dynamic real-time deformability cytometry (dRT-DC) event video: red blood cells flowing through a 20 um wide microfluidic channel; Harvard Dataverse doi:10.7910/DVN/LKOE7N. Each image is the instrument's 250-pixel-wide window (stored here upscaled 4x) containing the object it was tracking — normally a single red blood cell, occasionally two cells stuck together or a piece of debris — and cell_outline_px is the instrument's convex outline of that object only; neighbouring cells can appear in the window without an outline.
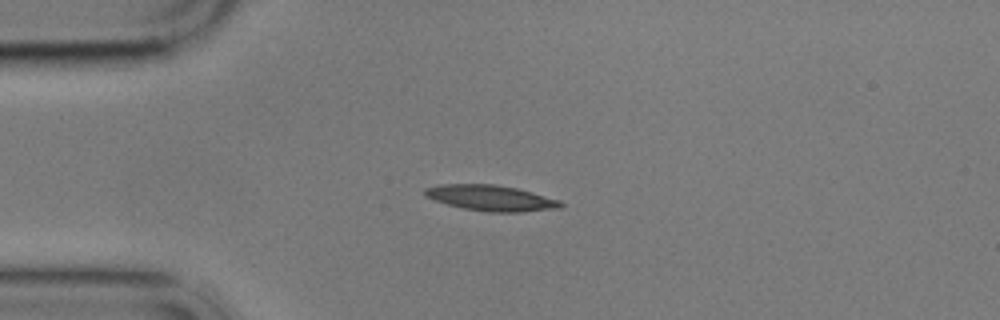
{"species": "common noctule bat (a hibernating species)", "species_latin": "Nyctalus noctula", "temperature_condition": "cold", "stored_images_in_passage": 6, "camera_frame_rate_fps": 3000, "um_per_image_px": 0.085, "animal": {"sex": "male", "body_mass_g": 17.9}, "frame": {"image": 1, "passage_image": 1, "time_ms": 0.0, "image_size_px": [1000, 320], "cell_outline_px": [[564, 204], [560, 208], [520, 212], [488, 212], [464, 208], [448, 204], [424, 196], [424, 188], [440, 184], [496, 184], [516, 188], [532, 192], [560, 200]], "centroid_in_image_um": [41.74, 16.82], "position_along_channel_um": 43.3, "area_um2": 20.29}}
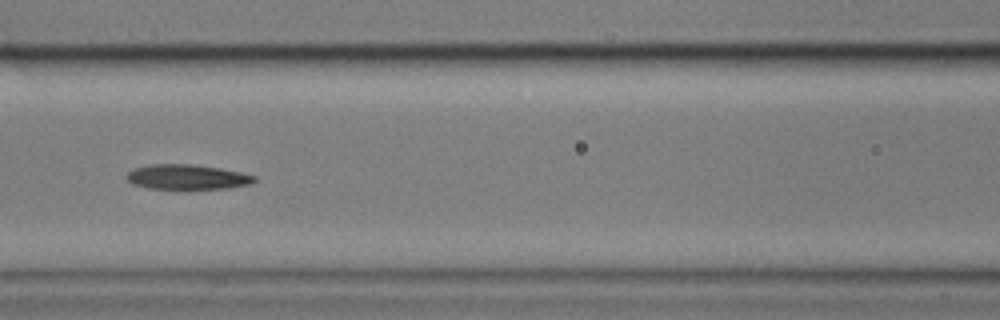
{"frame": {"image": 2, "passage_image": 4, "time_ms": 3.667, "image_size_px": [1000, 320], "cell_outline_px": [[256, 180], [252, 184], [228, 188], [184, 192], [176, 192], [148, 188], [132, 184], [124, 176], [128, 172], [136, 168], [152, 164], [192, 164], [220, 168], [240, 172], [256, 176]], "centroid_in_image_um": [15.91, 15.1], "position_along_channel_um": 150.7, "area_um2": 19.65}}
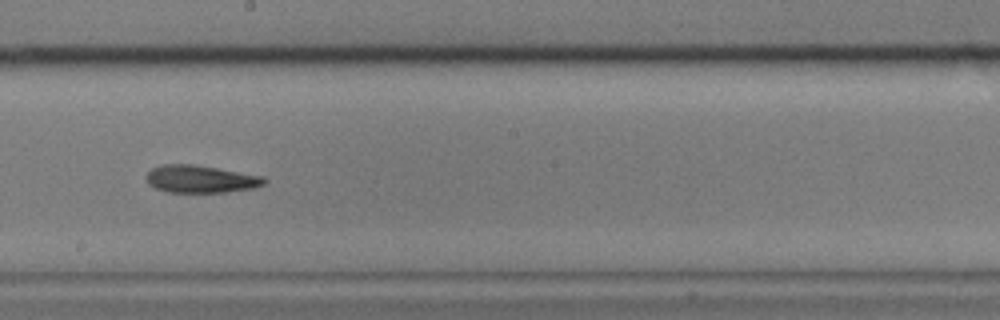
{"frame": {"image": 3, "passage_image": 6, "time_ms": 6.0, "image_size_px": [1000, 320], "cell_outline_px": [[268, 180], [264, 184], [256, 188], [224, 192], [168, 192], [156, 188], [148, 184], [144, 176], [152, 168], [164, 164], [192, 164], [264, 176]], "centroid_in_image_um": [17.06, 15.22], "position_along_channel_um": 231.1, "area_um2": 18.96}}